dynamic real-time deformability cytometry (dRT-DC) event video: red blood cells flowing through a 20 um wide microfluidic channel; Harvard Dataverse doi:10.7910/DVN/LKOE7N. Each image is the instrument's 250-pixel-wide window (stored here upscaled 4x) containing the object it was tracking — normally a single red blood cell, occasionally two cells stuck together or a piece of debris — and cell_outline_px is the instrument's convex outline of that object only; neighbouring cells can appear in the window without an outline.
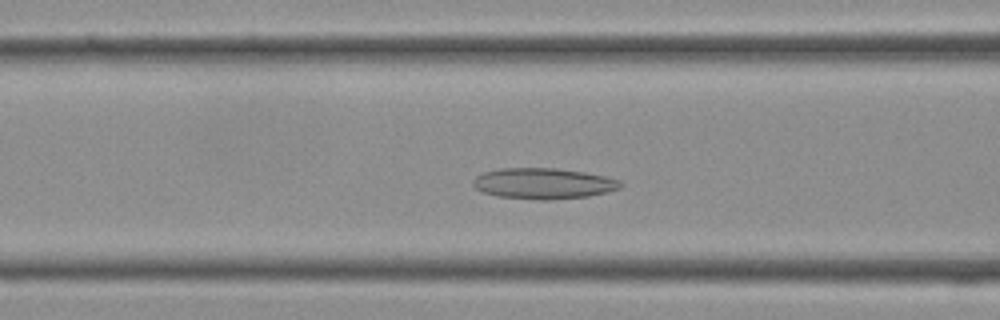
{"species": "Egyptian fruit bat (a non-hibernating species)", "species_latin": "Rousettus aegyptiacus", "temperature_condition": "cold", "stored_images_in_passage": 36, "camera_frame_rate_fps": 3000, "um_per_image_px": 0.085, "frame": {"image": 1, "passage_image": 12, "time_ms": 3.667, "image_size_px": [1000, 320], "cell_outline_px": [[624, 184], [620, 188], [588, 196], [544, 200], [540, 200], [496, 196], [484, 192], [476, 188], [472, 184], [472, 180], [476, 176], [484, 172], [500, 168], [556, 168], [584, 172], [604, 176], [620, 180]], "centroid_in_image_um": [46.17, 15.59], "position_along_channel_um": 120.4, "area_um2": 26.41}}
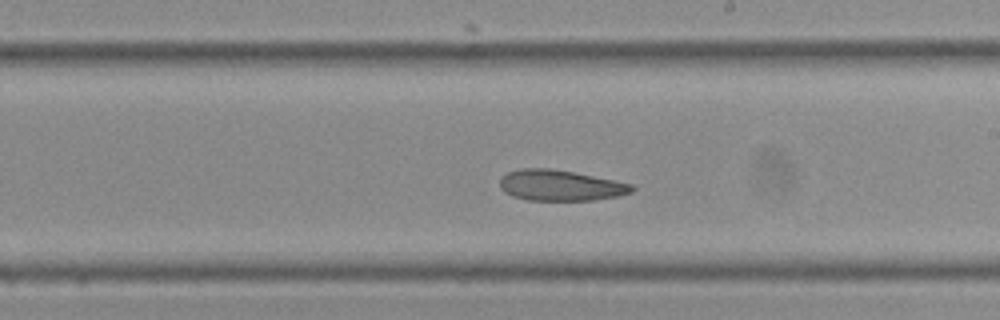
{"frame": {"image": 2, "passage_image": 19, "time_ms": 6.0, "image_size_px": [1000, 320], "cell_outline_px": [[636, 188], [632, 192], [616, 196], [592, 200], [528, 200], [512, 196], [504, 192], [500, 188], [500, 176], [508, 172], [520, 168], [552, 168], [632, 184]], "centroid_in_image_um": [47.58, 15.75], "position_along_channel_um": 241.4, "area_um2": 23.58}}
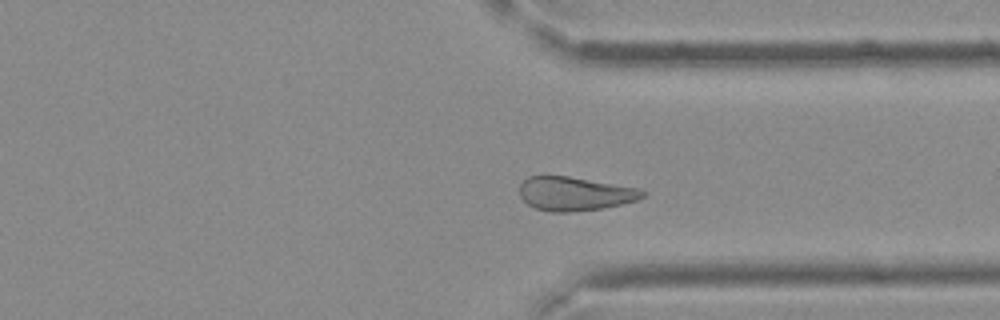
{"frame": {"image": 3, "passage_image": 26, "time_ms": 8.333, "image_size_px": [1000, 320], "cell_outline_px": [[648, 192], [644, 196], [636, 200], [620, 204], [600, 208], [572, 212], [552, 212], [536, 208], [528, 204], [520, 196], [520, 184], [528, 176], [568, 176], [640, 188]], "centroid_in_image_um": [48.86, 16.46], "position_along_channel_um": 362.5, "area_um2": 24.1}}